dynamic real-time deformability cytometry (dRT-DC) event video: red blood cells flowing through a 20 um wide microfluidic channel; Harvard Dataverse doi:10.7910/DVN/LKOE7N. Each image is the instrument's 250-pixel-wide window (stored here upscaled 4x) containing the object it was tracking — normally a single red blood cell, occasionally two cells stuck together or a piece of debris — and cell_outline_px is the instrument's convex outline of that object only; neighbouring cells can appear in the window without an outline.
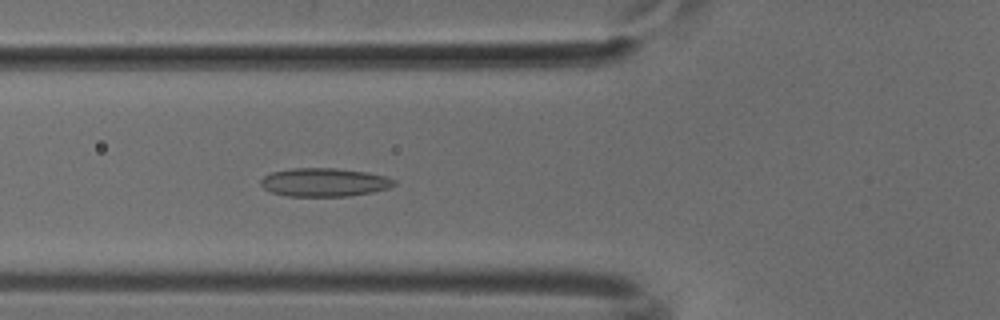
{"species": "common noctule bat (a hibernating species)", "species_latin": "Nyctalus noctula", "temperature_condition": "cold", "stored_images_in_passage": 49, "segment_of_instrument_passage": [1, 2], "camera_frame_rate_fps": 3000, "um_per_image_px": 0.085, "animal": {"sex": "male", "body_mass_g": 18.8}, "frame": {"image": 1, "passage_image": 15, "time_ms": 4.667, "image_size_px": [1000, 320], "cell_outline_px": [[396, 184], [388, 188], [372, 192], [348, 196], [288, 196], [272, 192], [264, 188], [260, 184], [260, 180], [264, 176], [272, 172], [292, 168], [336, 168], [368, 172], [384, 176], [396, 180]], "centroid_in_image_um": [27.57, 15.49], "position_along_channel_um": 98.2, "area_um2": 22.08}}
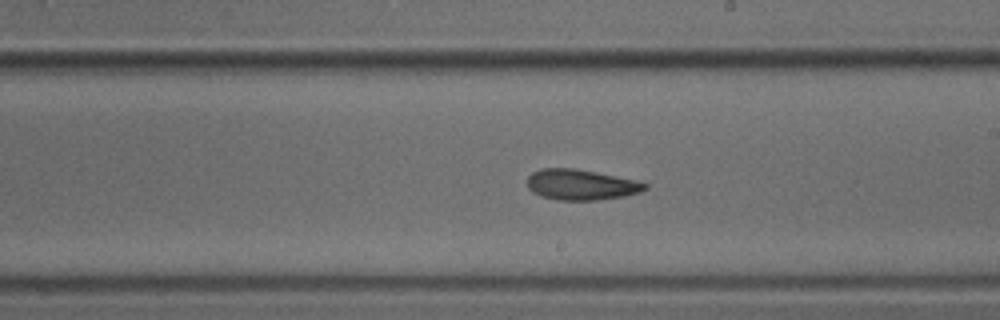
{"frame": {"image": 2, "passage_image": 26, "time_ms": 8.333, "image_size_px": [1000, 320], "cell_outline_px": [[648, 188], [640, 192], [624, 196], [596, 200], [560, 200], [544, 196], [532, 192], [528, 188], [528, 176], [532, 172], [540, 168], [576, 168], [636, 180], [648, 184]], "centroid_in_image_um": [49.39, 15.69], "position_along_channel_um": 239.6, "area_um2": 20.92}}
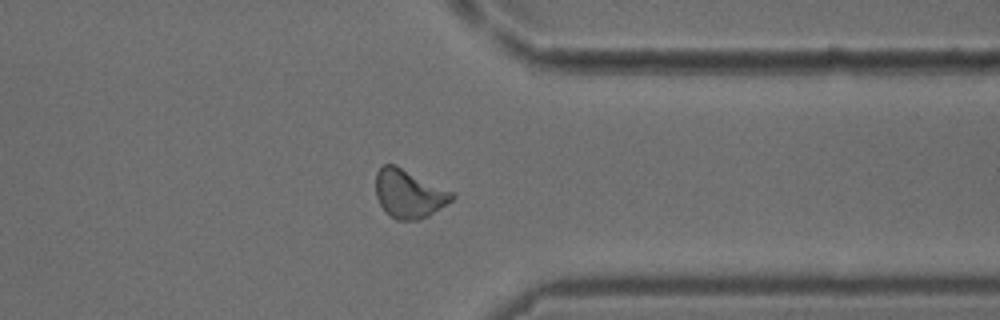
{"frame": {"image": 3, "passage_image": 37, "time_ms": 12.0, "image_size_px": [1000, 320], "cell_outline_px": [[456, 196], [452, 200], [428, 216], [416, 220], [396, 220], [380, 204], [376, 196], [376, 172], [384, 164], [396, 164], [456, 192]], "centroid_in_image_um": [34.8, 16.43], "position_along_channel_um": 376.6, "area_um2": 21.68}}